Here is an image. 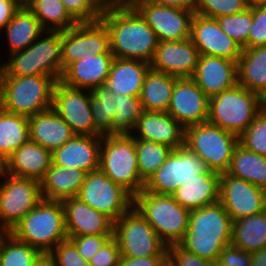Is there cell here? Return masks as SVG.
<instances>
[{"label": "cell", "mask_w": 266, "mask_h": 266, "mask_svg": "<svg viewBox=\"0 0 266 266\" xmlns=\"http://www.w3.org/2000/svg\"><path fill=\"white\" fill-rule=\"evenodd\" d=\"M100 20L108 29L114 58L152 61L159 42L156 33L130 4L102 11Z\"/></svg>", "instance_id": "1"}, {"label": "cell", "mask_w": 266, "mask_h": 266, "mask_svg": "<svg viewBox=\"0 0 266 266\" xmlns=\"http://www.w3.org/2000/svg\"><path fill=\"white\" fill-rule=\"evenodd\" d=\"M232 224L220 202L191 210L188 229L178 244L202 259L217 263L221 251L231 244Z\"/></svg>", "instance_id": "2"}, {"label": "cell", "mask_w": 266, "mask_h": 266, "mask_svg": "<svg viewBox=\"0 0 266 266\" xmlns=\"http://www.w3.org/2000/svg\"><path fill=\"white\" fill-rule=\"evenodd\" d=\"M0 64V76H48L63 74L61 31L45 30L26 49L8 55Z\"/></svg>", "instance_id": "3"}, {"label": "cell", "mask_w": 266, "mask_h": 266, "mask_svg": "<svg viewBox=\"0 0 266 266\" xmlns=\"http://www.w3.org/2000/svg\"><path fill=\"white\" fill-rule=\"evenodd\" d=\"M17 239L49 253L68 239L62 201L42 199L10 231Z\"/></svg>", "instance_id": "4"}, {"label": "cell", "mask_w": 266, "mask_h": 266, "mask_svg": "<svg viewBox=\"0 0 266 266\" xmlns=\"http://www.w3.org/2000/svg\"><path fill=\"white\" fill-rule=\"evenodd\" d=\"M54 77L0 76V108L27 117L52 108Z\"/></svg>", "instance_id": "5"}, {"label": "cell", "mask_w": 266, "mask_h": 266, "mask_svg": "<svg viewBox=\"0 0 266 266\" xmlns=\"http://www.w3.org/2000/svg\"><path fill=\"white\" fill-rule=\"evenodd\" d=\"M266 101L238 83L209 98L207 122L238 137L246 131Z\"/></svg>", "instance_id": "6"}, {"label": "cell", "mask_w": 266, "mask_h": 266, "mask_svg": "<svg viewBox=\"0 0 266 266\" xmlns=\"http://www.w3.org/2000/svg\"><path fill=\"white\" fill-rule=\"evenodd\" d=\"M133 206L166 244H178L189 224V210L182 207L172 195L141 191L134 196Z\"/></svg>", "instance_id": "7"}, {"label": "cell", "mask_w": 266, "mask_h": 266, "mask_svg": "<svg viewBox=\"0 0 266 266\" xmlns=\"http://www.w3.org/2000/svg\"><path fill=\"white\" fill-rule=\"evenodd\" d=\"M99 169L133 196L145 186L138 170L135 138L132 135H103Z\"/></svg>", "instance_id": "8"}, {"label": "cell", "mask_w": 266, "mask_h": 266, "mask_svg": "<svg viewBox=\"0 0 266 266\" xmlns=\"http://www.w3.org/2000/svg\"><path fill=\"white\" fill-rule=\"evenodd\" d=\"M238 136L209 122L184 129V147L202 159L206 168L218 174L226 173Z\"/></svg>", "instance_id": "9"}, {"label": "cell", "mask_w": 266, "mask_h": 266, "mask_svg": "<svg viewBox=\"0 0 266 266\" xmlns=\"http://www.w3.org/2000/svg\"><path fill=\"white\" fill-rule=\"evenodd\" d=\"M113 237L123 257L167 256V245L134 206L114 223Z\"/></svg>", "instance_id": "10"}, {"label": "cell", "mask_w": 266, "mask_h": 266, "mask_svg": "<svg viewBox=\"0 0 266 266\" xmlns=\"http://www.w3.org/2000/svg\"><path fill=\"white\" fill-rule=\"evenodd\" d=\"M76 197L114 223L134 204V196L100 169L86 173Z\"/></svg>", "instance_id": "11"}, {"label": "cell", "mask_w": 266, "mask_h": 266, "mask_svg": "<svg viewBox=\"0 0 266 266\" xmlns=\"http://www.w3.org/2000/svg\"><path fill=\"white\" fill-rule=\"evenodd\" d=\"M0 179V224L11 231L43 199L40 182L10 175L2 169Z\"/></svg>", "instance_id": "12"}, {"label": "cell", "mask_w": 266, "mask_h": 266, "mask_svg": "<svg viewBox=\"0 0 266 266\" xmlns=\"http://www.w3.org/2000/svg\"><path fill=\"white\" fill-rule=\"evenodd\" d=\"M207 170L201 158L186 147L174 149L145 183L143 191L172 195L187 180Z\"/></svg>", "instance_id": "13"}, {"label": "cell", "mask_w": 266, "mask_h": 266, "mask_svg": "<svg viewBox=\"0 0 266 266\" xmlns=\"http://www.w3.org/2000/svg\"><path fill=\"white\" fill-rule=\"evenodd\" d=\"M129 4L156 33L159 42L190 38L191 23L195 14L193 11L163 6L148 0H129Z\"/></svg>", "instance_id": "14"}, {"label": "cell", "mask_w": 266, "mask_h": 266, "mask_svg": "<svg viewBox=\"0 0 266 266\" xmlns=\"http://www.w3.org/2000/svg\"><path fill=\"white\" fill-rule=\"evenodd\" d=\"M62 67L83 58L112 54L110 35L105 24L98 20L92 23H77L71 29L61 31Z\"/></svg>", "instance_id": "15"}, {"label": "cell", "mask_w": 266, "mask_h": 266, "mask_svg": "<svg viewBox=\"0 0 266 266\" xmlns=\"http://www.w3.org/2000/svg\"><path fill=\"white\" fill-rule=\"evenodd\" d=\"M52 109L76 135L103 136L92 120L90 90L73 88L58 80L53 89Z\"/></svg>", "instance_id": "16"}, {"label": "cell", "mask_w": 266, "mask_h": 266, "mask_svg": "<svg viewBox=\"0 0 266 266\" xmlns=\"http://www.w3.org/2000/svg\"><path fill=\"white\" fill-rule=\"evenodd\" d=\"M219 202L234 222L266 210V190L244 179L222 173Z\"/></svg>", "instance_id": "17"}, {"label": "cell", "mask_w": 266, "mask_h": 266, "mask_svg": "<svg viewBox=\"0 0 266 266\" xmlns=\"http://www.w3.org/2000/svg\"><path fill=\"white\" fill-rule=\"evenodd\" d=\"M209 98L192 78L175 81L168 113L185 129L207 122Z\"/></svg>", "instance_id": "18"}, {"label": "cell", "mask_w": 266, "mask_h": 266, "mask_svg": "<svg viewBox=\"0 0 266 266\" xmlns=\"http://www.w3.org/2000/svg\"><path fill=\"white\" fill-rule=\"evenodd\" d=\"M190 39L199 55L223 57L238 62L242 47L219 26L216 18L194 14Z\"/></svg>", "instance_id": "19"}, {"label": "cell", "mask_w": 266, "mask_h": 266, "mask_svg": "<svg viewBox=\"0 0 266 266\" xmlns=\"http://www.w3.org/2000/svg\"><path fill=\"white\" fill-rule=\"evenodd\" d=\"M198 58V49L190 38L182 41H162L158 42L150 66L155 71L177 78H192L196 72Z\"/></svg>", "instance_id": "20"}, {"label": "cell", "mask_w": 266, "mask_h": 266, "mask_svg": "<svg viewBox=\"0 0 266 266\" xmlns=\"http://www.w3.org/2000/svg\"><path fill=\"white\" fill-rule=\"evenodd\" d=\"M65 229L68 237L86 235H113L114 222L77 197L62 201Z\"/></svg>", "instance_id": "21"}, {"label": "cell", "mask_w": 266, "mask_h": 266, "mask_svg": "<svg viewBox=\"0 0 266 266\" xmlns=\"http://www.w3.org/2000/svg\"><path fill=\"white\" fill-rule=\"evenodd\" d=\"M192 79L208 98L238 83L237 62L216 56L199 55Z\"/></svg>", "instance_id": "22"}, {"label": "cell", "mask_w": 266, "mask_h": 266, "mask_svg": "<svg viewBox=\"0 0 266 266\" xmlns=\"http://www.w3.org/2000/svg\"><path fill=\"white\" fill-rule=\"evenodd\" d=\"M131 135L173 150L184 146V128L168 112L143 111Z\"/></svg>", "instance_id": "23"}, {"label": "cell", "mask_w": 266, "mask_h": 266, "mask_svg": "<svg viewBox=\"0 0 266 266\" xmlns=\"http://www.w3.org/2000/svg\"><path fill=\"white\" fill-rule=\"evenodd\" d=\"M102 136L75 135L52 152V163L86 173L99 169Z\"/></svg>", "instance_id": "24"}, {"label": "cell", "mask_w": 266, "mask_h": 266, "mask_svg": "<svg viewBox=\"0 0 266 266\" xmlns=\"http://www.w3.org/2000/svg\"><path fill=\"white\" fill-rule=\"evenodd\" d=\"M52 164V152L29 140L15 150L2 164L10 175L41 181Z\"/></svg>", "instance_id": "25"}, {"label": "cell", "mask_w": 266, "mask_h": 266, "mask_svg": "<svg viewBox=\"0 0 266 266\" xmlns=\"http://www.w3.org/2000/svg\"><path fill=\"white\" fill-rule=\"evenodd\" d=\"M113 59V54H99L75 61L64 70L60 81L73 88L92 90L105 83Z\"/></svg>", "instance_id": "26"}, {"label": "cell", "mask_w": 266, "mask_h": 266, "mask_svg": "<svg viewBox=\"0 0 266 266\" xmlns=\"http://www.w3.org/2000/svg\"><path fill=\"white\" fill-rule=\"evenodd\" d=\"M30 140L53 152L76 134L52 108L29 116Z\"/></svg>", "instance_id": "27"}, {"label": "cell", "mask_w": 266, "mask_h": 266, "mask_svg": "<svg viewBox=\"0 0 266 266\" xmlns=\"http://www.w3.org/2000/svg\"><path fill=\"white\" fill-rule=\"evenodd\" d=\"M220 174L206 170L184 182L172 194L185 209L191 211L219 202Z\"/></svg>", "instance_id": "28"}, {"label": "cell", "mask_w": 266, "mask_h": 266, "mask_svg": "<svg viewBox=\"0 0 266 266\" xmlns=\"http://www.w3.org/2000/svg\"><path fill=\"white\" fill-rule=\"evenodd\" d=\"M150 63L141 60L114 58L105 86L112 94L139 97Z\"/></svg>", "instance_id": "29"}, {"label": "cell", "mask_w": 266, "mask_h": 266, "mask_svg": "<svg viewBox=\"0 0 266 266\" xmlns=\"http://www.w3.org/2000/svg\"><path fill=\"white\" fill-rule=\"evenodd\" d=\"M86 172L77 168H66L51 164L40 181L43 199L63 201L76 197L84 182Z\"/></svg>", "instance_id": "30"}, {"label": "cell", "mask_w": 266, "mask_h": 266, "mask_svg": "<svg viewBox=\"0 0 266 266\" xmlns=\"http://www.w3.org/2000/svg\"><path fill=\"white\" fill-rule=\"evenodd\" d=\"M237 75L239 85L266 101V45L242 49Z\"/></svg>", "instance_id": "31"}, {"label": "cell", "mask_w": 266, "mask_h": 266, "mask_svg": "<svg viewBox=\"0 0 266 266\" xmlns=\"http://www.w3.org/2000/svg\"><path fill=\"white\" fill-rule=\"evenodd\" d=\"M44 31L38 18L26 6H21L1 32L6 33L9 46L7 49L10 55L26 49Z\"/></svg>", "instance_id": "32"}, {"label": "cell", "mask_w": 266, "mask_h": 266, "mask_svg": "<svg viewBox=\"0 0 266 266\" xmlns=\"http://www.w3.org/2000/svg\"><path fill=\"white\" fill-rule=\"evenodd\" d=\"M178 78L171 74L149 69L139 96L144 111L167 112L172 90Z\"/></svg>", "instance_id": "33"}, {"label": "cell", "mask_w": 266, "mask_h": 266, "mask_svg": "<svg viewBox=\"0 0 266 266\" xmlns=\"http://www.w3.org/2000/svg\"><path fill=\"white\" fill-rule=\"evenodd\" d=\"M231 244L250 254L266 248V210L234 221Z\"/></svg>", "instance_id": "34"}, {"label": "cell", "mask_w": 266, "mask_h": 266, "mask_svg": "<svg viewBox=\"0 0 266 266\" xmlns=\"http://www.w3.org/2000/svg\"><path fill=\"white\" fill-rule=\"evenodd\" d=\"M226 173L266 190V156L248 151L239 144Z\"/></svg>", "instance_id": "35"}, {"label": "cell", "mask_w": 266, "mask_h": 266, "mask_svg": "<svg viewBox=\"0 0 266 266\" xmlns=\"http://www.w3.org/2000/svg\"><path fill=\"white\" fill-rule=\"evenodd\" d=\"M29 140V118L0 108V162Z\"/></svg>", "instance_id": "36"}, {"label": "cell", "mask_w": 266, "mask_h": 266, "mask_svg": "<svg viewBox=\"0 0 266 266\" xmlns=\"http://www.w3.org/2000/svg\"><path fill=\"white\" fill-rule=\"evenodd\" d=\"M26 7L38 18L44 30L65 31L77 24L61 0H32Z\"/></svg>", "instance_id": "37"}, {"label": "cell", "mask_w": 266, "mask_h": 266, "mask_svg": "<svg viewBox=\"0 0 266 266\" xmlns=\"http://www.w3.org/2000/svg\"><path fill=\"white\" fill-rule=\"evenodd\" d=\"M90 107L95 128L102 135H111L112 118L119 111L114 95L105 84L90 90Z\"/></svg>", "instance_id": "38"}, {"label": "cell", "mask_w": 266, "mask_h": 266, "mask_svg": "<svg viewBox=\"0 0 266 266\" xmlns=\"http://www.w3.org/2000/svg\"><path fill=\"white\" fill-rule=\"evenodd\" d=\"M140 178L146 183L173 150L164 144L135 139Z\"/></svg>", "instance_id": "39"}, {"label": "cell", "mask_w": 266, "mask_h": 266, "mask_svg": "<svg viewBox=\"0 0 266 266\" xmlns=\"http://www.w3.org/2000/svg\"><path fill=\"white\" fill-rule=\"evenodd\" d=\"M117 101V113L111 122V135H131L142 114L143 107L139 97L113 94Z\"/></svg>", "instance_id": "40"}, {"label": "cell", "mask_w": 266, "mask_h": 266, "mask_svg": "<svg viewBox=\"0 0 266 266\" xmlns=\"http://www.w3.org/2000/svg\"><path fill=\"white\" fill-rule=\"evenodd\" d=\"M40 253L10 233L0 249V266H31Z\"/></svg>", "instance_id": "41"}, {"label": "cell", "mask_w": 266, "mask_h": 266, "mask_svg": "<svg viewBox=\"0 0 266 266\" xmlns=\"http://www.w3.org/2000/svg\"><path fill=\"white\" fill-rule=\"evenodd\" d=\"M216 20L229 37L242 49H247L249 32L253 26V7L237 14L217 17Z\"/></svg>", "instance_id": "42"}, {"label": "cell", "mask_w": 266, "mask_h": 266, "mask_svg": "<svg viewBox=\"0 0 266 266\" xmlns=\"http://www.w3.org/2000/svg\"><path fill=\"white\" fill-rule=\"evenodd\" d=\"M238 144L248 151L266 156V105L238 137Z\"/></svg>", "instance_id": "43"}, {"label": "cell", "mask_w": 266, "mask_h": 266, "mask_svg": "<svg viewBox=\"0 0 266 266\" xmlns=\"http://www.w3.org/2000/svg\"><path fill=\"white\" fill-rule=\"evenodd\" d=\"M248 8L246 0H197L194 13L217 18L237 14Z\"/></svg>", "instance_id": "44"}, {"label": "cell", "mask_w": 266, "mask_h": 266, "mask_svg": "<svg viewBox=\"0 0 266 266\" xmlns=\"http://www.w3.org/2000/svg\"><path fill=\"white\" fill-rule=\"evenodd\" d=\"M69 15L77 23H92L100 20L101 11L91 0H61Z\"/></svg>", "instance_id": "45"}, {"label": "cell", "mask_w": 266, "mask_h": 266, "mask_svg": "<svg viewBox=\"0 0 266 266\" xmlns=\"http://www.w3.org/2000/svg\"><path fill=\"white\" fill-rule=\"evenodd\" d=\"M49 253L54 258L55 266H90L69 239L58 243Z\"/></svg>", "instance_id": "46"}, {"label": "cell", "mask_w": 266, "mask_h": 266, "mask_svg": "<svg viewBox=\"0 0 266 266\" xmlns=\"http://www.w3.org/2000/svg\"><path fill=\"white\" fill-rule=\"evenodd\" d=\"M167 263L170 266H217V263L202 259L179 244L167 245Z\"/></svg>", "instance_id": "47"}, {"label": "cell", "mask_w": 266, "mask_h": 266, "mask_svg": "<svg viewBox=\"0 0 266 266\" xmlns=\"http://www.w3.org/2000/svg\"><path fill=\"white\" fill-rule=\"evenodd\" d=\"M111 237L113 235H86L68 237V239L76 246L77 251L84 260L89 262Z\"/></svg>", "instance_id": "48"}, {"label": "cell", "mask_w": 266, "mask_h": 266, "mask_svg": "<svg viewBox=\"0 0 266 266\" xmlns=\"http://www.w3.org/2000/svg\"><path fill=\"white\" fill-rule=\"evenodd\" d=\"M266 45V6L253 7V26L249 32L247 48Z\"/></svg>", "instance_id": "49"}, {"label": "cell", "mask_w": 266, "mask_h": 266, "mask_svg": "<svg viewBox=\"0 0 266 266\" xmlns=\"http://www.w3.org/2000/svg\"><path fill=\"white\" fill-rule=\"evenodd\" d=\"M120 248L117 240L111 237L90 259V266H119Z\"/></svg>", "instance_id": "50"}, {"label": "cell", "mask_w": 266, "mask_h": 266, "mask_svg": "<svg viewBox=\"0 0 266 266\" xmlns=\"http://www.w3.org/2000/svg\"><path fill=\"white\" fill-rule=\"evenodd\" d=\"M245 264H250V253L232 244L224 247L217 261V266H240Z\"/></svg>", "instance_id": "51"}, {"label": "cell", "mask_w": 266, "mask_h": 266, "mask_svg": "<svg viewBox=\"0 0 266 266\" xmlns=\"http://www.w3.org/2000/svg\"><path fill=\"white\" fill-rule=\"evenodd\" d=\"M167 256H150V257H120L119 266H165Z\"/></svg>", "instance_id": "52"}, {"label": "cell", "mask_w": 266, "mask_h": 266, "mask_svg": "<svg viewBox=\"0 0 266 266\" xmlns=\"http://www.w3.org/2000/svg\"><path fill=\"white\" fill-rule=\"evenodd\" d=\"M20 7L15 0H0V31L12 20Z\"/></svg>", "instance_id": "53"}, {"label": "cell", "mask_w": 266, "mask_h": 266, "mask_svg": "<svg viewBox=\"0 0 266 266\" xmlns=\"http://www.w3.org/2000/svg\"><path fill=\"white\" fill-rule=\"evenodd\" d=\"M153 3L168 6V7H177L185 10L195 11L197 0H148Z\"/></svg>", "instance_id": "54"}, {"label": "cell", "mask_w": 266, "mask_h": 266, "mask_svg": "<svg viewBox=\"0 0 266 266\" xmlns=\"http://www.w3.org/2000/svg\"><path fill=\"white\" fill-rule=\"evenodd\" d=\"M93 4L102 12L111 9L125 7L129 0H91Z\"/></svg>", "instance_id": "55"}, {"label": "cell", "mask_w": 266, "mask_h": 266, "mask_svg": "<svg viewBox=\"0 0 266 266\" xmlns=\"http://www.w3.org/2000/svg\"><path fill=\"white\" fill-rule=\"evenodd\" d=\"M251 266H266V248L250 254Z\"/></svg>", "instance_id": "56"}, {"label": "cell", "mask_w": 266, "mask_h": 266, "mask_svg": "<svg viewBox=\"0 0 266 266\" xmlns=\"http://www.w3.org/2000/svg\"><path fill=\"white\" fill-rule=\"evenodd\" d=\"M31 266H55L54 258L50 253L41 252Z\"/></svg>", "instance_id": "57"}, {"label": "cell", "mask_w": 266, "mask_h": 266, "mask_svg": "<svg viewBox=\"0 0 266 266\" xmlns=\"http://www.w3.org/2000/svg\"><path fill=\"white\" fill-rule=\"evenodd\" d=\"M9 234H10V230L6 226L0 224V249H1L3 241Z\"/></svg>", "instance_id": "58"}, {"label": "cell", "mask_w": 266, "mask_h": 266, "mask_svg": "<svg viewBox=\"0 0 266 266\" xmlns=\"http://www.w3.org/2000/svg\"><path fill=\"white\" fill-rule=\"evenodd\" d=\"M250 8L257 6H266V0H246Z\"/></svg>", "instance_id": "59"}, {"label": "cell", "mask_w": 266, "mask_h": 266, "mask_svg": "<svg viewBox=\"0 0 266 266\" xmlns=\"http://www.w3.org/2000/svg\"><path fill=\"white\" fill-rule=\"evenodd\" d=\"M20 6H27L32 0H15Z\"/></svg>", "instance_id": "60"}, {"label": "cell", "mask_w": 266, "mask_h": 266, "mask_svg": "<svg viewBox=\"0 0 266 266\" xmlns=\"http://www.w3.org/2000/svg\"><path fill=\"white\" fill-rule=\"evenodd\" d=\"M240 266H251V264H245V265H240Z\"/></svg>", "instance_id": "61"}]
</instances>
